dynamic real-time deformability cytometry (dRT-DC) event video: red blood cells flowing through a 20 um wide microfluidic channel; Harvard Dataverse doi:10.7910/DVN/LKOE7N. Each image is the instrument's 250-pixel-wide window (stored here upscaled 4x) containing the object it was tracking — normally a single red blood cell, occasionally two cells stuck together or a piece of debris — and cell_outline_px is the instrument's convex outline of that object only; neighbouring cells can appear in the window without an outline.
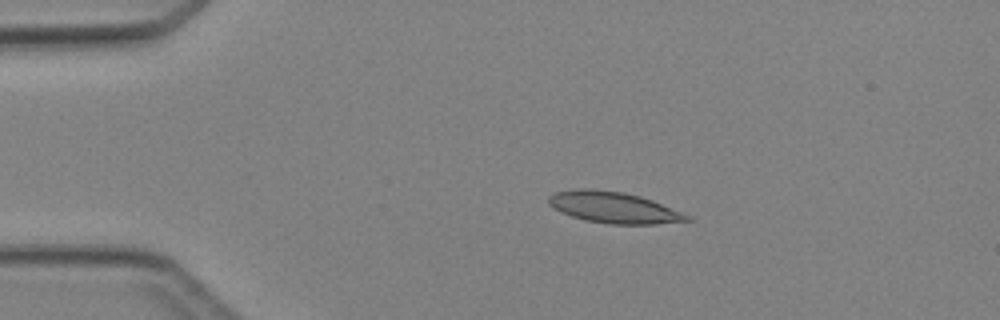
{"species": "Egyptian fruit bat (a non-hibernating species)", "species_latin": "Rousettus aegyptiacus", "temperature_condition": "cold", "stored_images_in_passage": 3, "camera_frame_rate_fps": 3000, "um_per_image_px": 0.085, "animal": {"sex": "female"}, "frame": {"image": 1, "passage_image": 2, "time_ms": 1.333, "image_size_px": [1000, 320], "cell_outline_px": [[692, 220], [656, 224], [608, 224], [584, 220], [560, 212], [552, 208], [548, 204], [548, 196], [556, 192], [580, 188], [588, 188], [624, 192], [640, 196], [652, 200], [692, 216]], "centroid_in_image_um": [52.15, 17.64], "position_along_channel_um": 32.9, "area_um2": 25.32}}